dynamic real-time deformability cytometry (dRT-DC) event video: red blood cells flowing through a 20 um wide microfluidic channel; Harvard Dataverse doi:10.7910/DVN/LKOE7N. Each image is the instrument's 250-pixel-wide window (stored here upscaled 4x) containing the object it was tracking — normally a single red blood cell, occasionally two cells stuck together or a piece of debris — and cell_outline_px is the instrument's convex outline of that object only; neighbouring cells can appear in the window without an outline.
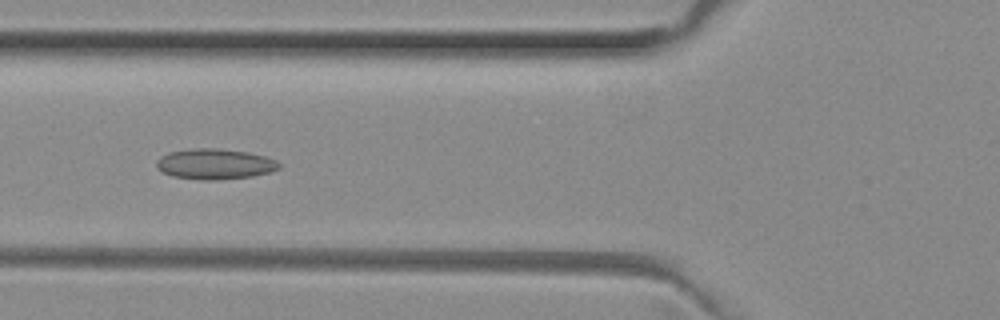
{"species": "common noctule bat (a hibernating species)", "species_latin": "Nyctalus noctula", "temperature_condition": "room temperature", "stored_images_in_passage": 38, "camera_frame_rate_fps": 3000, "um_per_image_px": 0.085, "animal": {"sex": "female", "body_mass_g": 29.2, "forearm_length_mm": 56.3}, "frame": {"image": 1, "passage_image": 7, "time_ms": 2.0, "image_size_px": [1000, 320], "cell_outline_px": [[280, 168], [272, 172], [252, 176], [216, 180], [200, 180], [172, 176], [156, 168], [156, 160], [160, 156], [168, 152], [192, 148], [216, 148], [248, 152], [264, 156], [276, 160], [280, 164]], "centroid_in_image_um": [18.25, 13.94], "position_along_channel_um": 107.6, "area_um2": 21.96}}
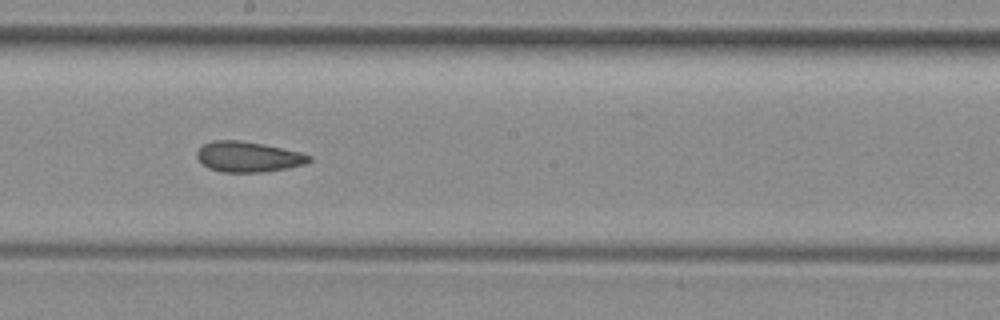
{"frame": {"image": 2, "passage_image": 16, "time_ms": 5.0, "image_size_px": [1000, 320], "cell_outline_px": [[312, 160], [304, 164], [288, 168], [264, 172], [220, 172], [208, 168], [196, 156], [196, 152], [204, 144], [212, 140], [240, 140], [300, 152], [312, 156]], "centroid_in_image_um": [21.09, 13.33], "position_along_channel_um": 227.1, "area_um2": 19.77}}
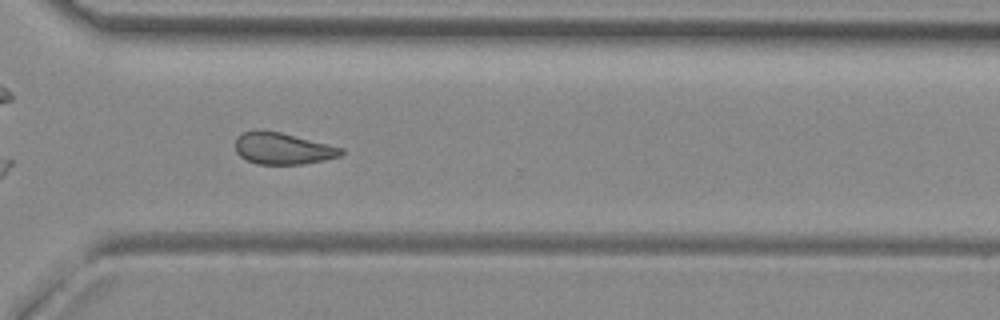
{"frame": {"image": 3, "passage_image": 25, "time_ms": 8.0, "image_size_px": [1000, 320], "cell_outline_px": [[344, 152], [340, 156], [324, 160], [304, 164], [256, 164], [240, 156], [236, 152], [236, 136], [244, 132], [280, 132], [344, 148]], "centroid_in_image_um": [24.06, 12.65], "position_along_channel_um": 346.5, "area_um2": 19.13}, "authors_computed_cell_mechanics": {"area_um2": 19.7965, "velocity_mm_per_s": 3.9893, "shape_relaxation_time_tau1_ms": null, "shape_relaxation_time_tau2_ms": 3.743, "deformation_change_tau1": null, "deformation_change_tau2": 0.1114}}